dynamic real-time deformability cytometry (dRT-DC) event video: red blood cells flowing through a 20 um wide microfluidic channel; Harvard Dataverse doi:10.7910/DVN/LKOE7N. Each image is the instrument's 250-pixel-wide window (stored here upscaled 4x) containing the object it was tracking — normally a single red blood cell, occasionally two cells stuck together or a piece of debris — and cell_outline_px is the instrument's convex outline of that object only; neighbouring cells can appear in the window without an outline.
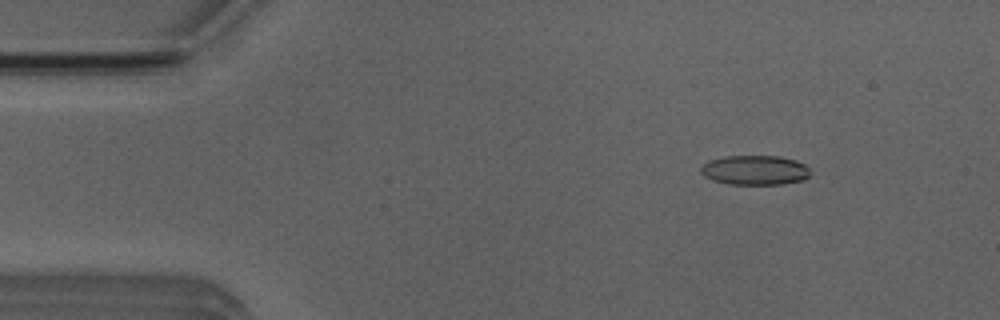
{"species": "Egyptian fruit bat (a non-hibernating species)", "species_latin": "Rousettus aegyptiacus", "temperature_condition": "room temperature", "stored_images_in_passage": 52, "camera_frame_rate_fps": 3000, "um_per_image_px": 0.085, "animal": {"sex": "male"}, "frame": {"image": 1, "passage_image": 7, "time_ms": 2.0, "image_size_px": [1000, 320], "cell_outline_px": [[808, 176], [804, 180], [784, 184], [728, 184], [712, 180], [704, 176], [700, 172], [700, 168], [708, 160], [728, 156], [780, 156], [796, 160], [804, 164], [808, 168]], "centroid_in_image_um": [64.15, 14.46], "position_along_channel_um": 20.9, "area_um2": 18.9}}
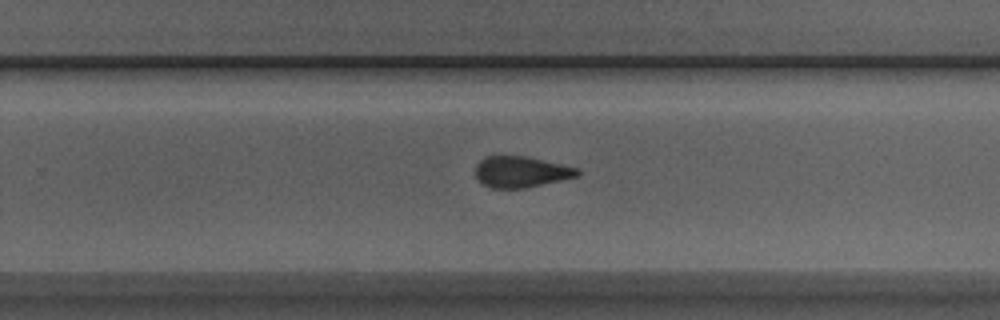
{"frame": {"image": 2, "passage_image": 33, "time_ms": 10.667, "image_size_px": [1000, 320], "cell_outline_px": [[580, 176], [524, 188], [492, 188], [480, 184], [476, 176], [476, 164], [484, 156], [524, 156], [580, 168]], "centroid_in_image_um": [44.28, 14.61], "position_along_channel_um": 285.5, "area_um2": 18.55}}
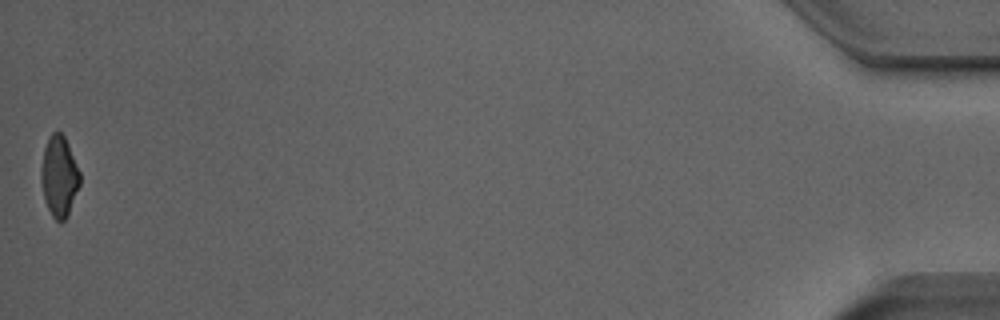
{"frame": {"image": 3, "passage_image": 52, "time_ms": 17.0, "image_size_px": [1000, 320], "cell_outline_px": [[80, 184], [68, 216], [60, 224], [52, 216], [44, 200], [40, 180], [40, 168], [44, 148], [48, 136], [52, 132], [60, 132], [64, 136], [68, 144], [80, 172]], "centroid_in_image_um": [5.01, 15.0], "position_along_channel_um": 430.2, "area_um2": 18.5}, "authors_computed_cell_mechanics": {"area_um2": 19.3052, "velocity_mm_per_s": 3.9386, "shape_relaxation_time_tau1_ms": 7.1501, "shape_relaxation_time_tau2_ms": 2.2319, "deformation_change_tau1": 0.1415, "deformation_change_tau2": 0.101}}